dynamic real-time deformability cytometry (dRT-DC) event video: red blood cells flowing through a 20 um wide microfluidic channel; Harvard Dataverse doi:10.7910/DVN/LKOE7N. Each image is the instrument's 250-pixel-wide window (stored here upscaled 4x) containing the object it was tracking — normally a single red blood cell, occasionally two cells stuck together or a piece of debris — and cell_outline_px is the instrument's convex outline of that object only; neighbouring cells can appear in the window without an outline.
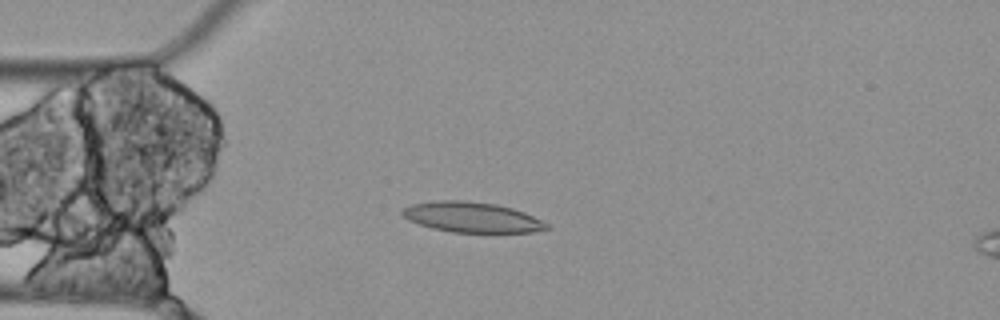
{"species": "Egyptian fruit bat (a non-hibernating species)", "species_latin": "Rousettus aegyptiacus", "temperature_condition": "cold", "stored_images_in_passage": 10, "camera_frame_rate_fps": 3000, "um_per_image_px": 0.085, "animal": {"sex": "female"}, "frame": {"image": 1, "passage_image": 3, "time_ms": 0.667, "image_size_px": [1000, 320], "cell_outline_px": [[552, 228], [532, 232], [452, 232], [432, 228], [408, 220], [400, 212], [404, 208], [412, 204], [436, 200], [464, 200], [496, 204], [512, 208], [524, 212], [548, 224]], "centroid_in_image_um": [40.11, 18.46], "position_along_channel_um": 44.9, "area_um2": 25.37}}
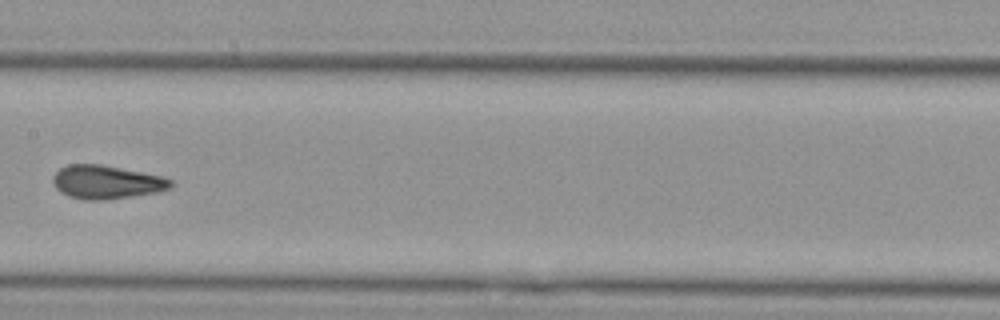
{"frame": {"image": 2, "passage_image": 7, "time_ms": 2.0, "image_size_px": [1000, 320], "cell_outline_px": [[172, 188], [156, 192], [104, 200], [84, 200], [68, 196], [60, 192], [56, 188], [52, 180], [52, 176], [60, 168], [68, 164], [100, 164], [164, 176], [172, 180]], "centroid_in_image_um": [9.04, 15.47], "position_along_channel_um": 198.4, "area_um2": 23.06}}
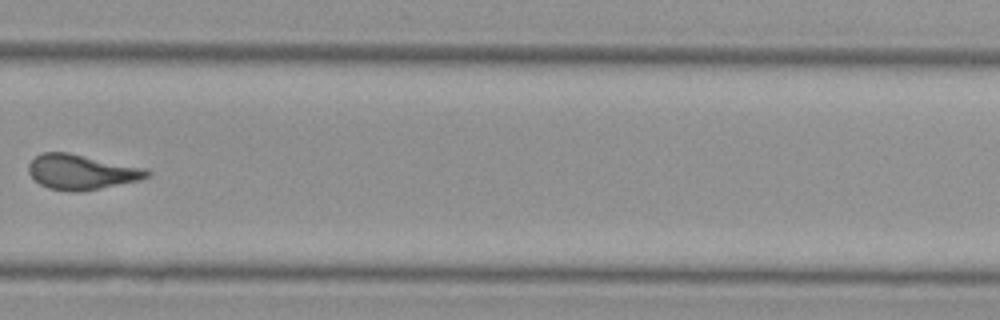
{"frame": {"image": 3, "passage_image": 10, "time_ms": 3.0, "image_size_px": [1000, 320], "cell_outline_px": [[152, 176], [140, 180], [80, 192], [68, 192], [48, 188], [40, 184], [28, 172], [28, 164], [36, 156], [44, 152], [68, 152], [148, 168], [152, 172]], "centroid_in_image_um": [6.98, 14.62], "position_along_channel_um": 322.8, "area_um2": 24.45}}